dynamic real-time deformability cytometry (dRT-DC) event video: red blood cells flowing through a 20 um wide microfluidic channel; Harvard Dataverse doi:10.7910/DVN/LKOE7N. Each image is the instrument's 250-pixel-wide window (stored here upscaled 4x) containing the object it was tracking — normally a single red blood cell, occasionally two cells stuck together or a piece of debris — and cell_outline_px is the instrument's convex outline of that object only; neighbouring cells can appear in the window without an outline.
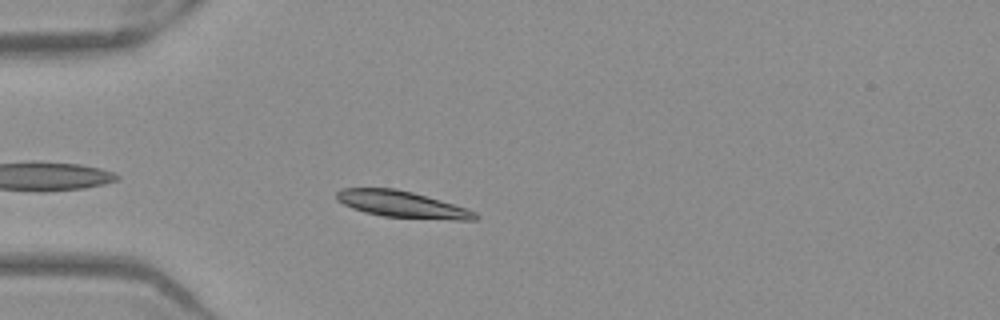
{"species": "Egyptian fruit bat (a non-hibernating species)", "species_latin": "Rousettus aegyptiacus", "temperature_condition": "warm", "stored_images_in_passage": 41, "camera_frame_rate_fps": 3000, "um_per_image_px": 0.085, "frame": {"image": 1, "passage_image": 4, "time_ms": 1.0, "image_size_px": [1000, 320], "cell_outline_px": [[480, 216], [476, 220], [452, 220], [384, 216], [364, 212], [352, 208], [336, 200], [336, 192], [340, 188], [396, 188], [412, 192], [468, 208], [476, 212]], "centroid_in_image_um": [34.19, 17.37], "position_along_channel_um": 50.8, "area_um2": 21.5}}
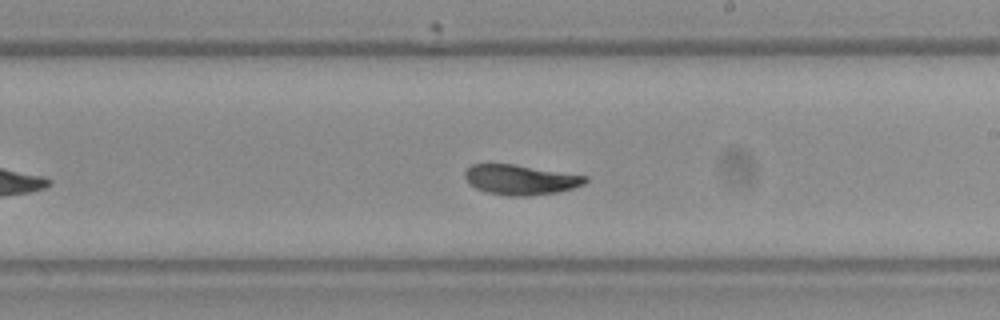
{"frame": {"image": 2, "passage_image": 20, "time_ms": 6.333, "image_size_px": [1000, 320], "cell_outline_px": [[588, 180], [584, 184], [572, 188], [556, 192], [528, 196], [508, 196], [488, 192], [476, 188], [464, 176], [464, 172], [472, 164], [512, 164], [588, 176]], "centroid_in_image_um": [44.26, 15.27], "position_along_channel_um": 244.7, "area_um2": 20.75}}
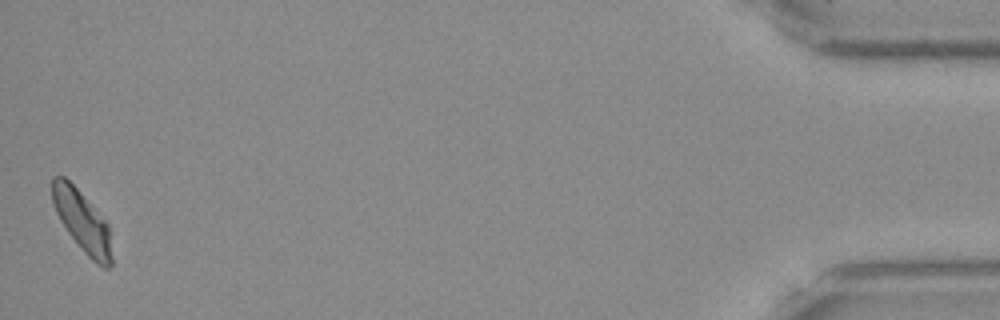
{"frame": {"image": 3, "passage_image": 41, "time_ms": 13.333, "image_size_px": [1000, 320], "cell_outline_px": [[112, 264], [108, 268], [104, 268], [96, 264], [84, 252], [68, 232], [60, 220], [56, 212], [52, 200], [52, 176], [64, 176], [80, 192], [108, 224], [112, 256]], "centroid_in_image_um": [6.99, 18.83], "position_along_channel_um": 428.2, "area_um2": 20.87}, "authors_computed_cell_mechanics": {"area_um2": 21.1548, "velocity_mm_per_s": 3.8943, "shape_relaxation_time_tau1_ms": 3.0123, "shape_relaxation_time_tau2_ms": 1.2722, "deformation_change_tau1": 0.1394, "deformation_change_tau2": 0.0334}}